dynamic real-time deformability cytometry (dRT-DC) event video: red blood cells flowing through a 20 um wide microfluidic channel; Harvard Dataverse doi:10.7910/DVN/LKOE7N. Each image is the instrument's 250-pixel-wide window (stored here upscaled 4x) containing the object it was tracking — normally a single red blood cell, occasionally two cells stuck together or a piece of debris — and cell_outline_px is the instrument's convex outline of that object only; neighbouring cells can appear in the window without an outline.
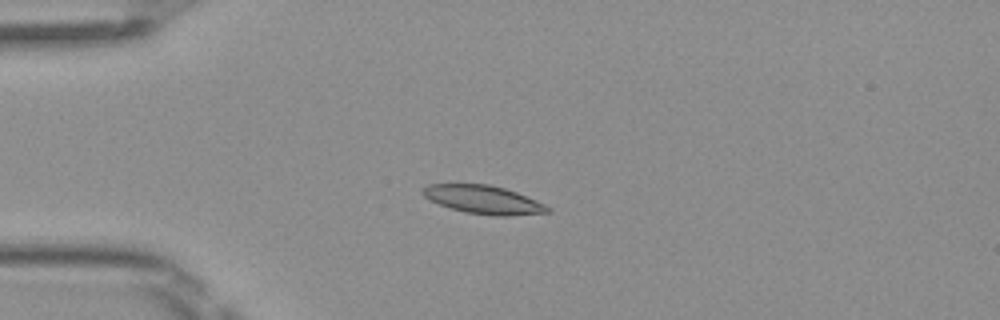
{"species": "Egyptian fruit bat (a non-hibernating species)", "species_latin": "Rousettus aegyptiacus", "temperature_condition": "room temperature", "stored_images_in_passage": 6, "camera_frame_rate_fps": 3000, "um_per_image_px": 0.085, "frame": {"image": 1, "passage_image": 3, "time_ms": 0.667, "image_size_px": [1000, 320], "cell_outline_px": [[552, 212], [508, 216], [492, 216], [464, 212], [428, 200], [420, 192], [420, 188], [428, 184], [488, 184], [504, 188], [516, 192], [536, 200], [552, 208]], "centroid_in_image_um": [41.08, 16.97], "position_along_channel_um": 43.9, "area_um2": 20.81}}
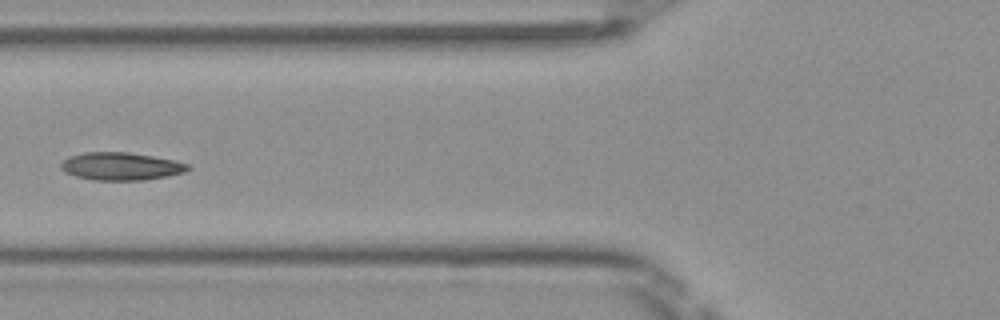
{"frame": {"image": 2, "passage_image": 5, "time_ms": 1.333, "image_size_px": [1000, 320], "cell_outline_px": [[192, 168], [184, 172], [144, 180], [96, 180], [76, 176], [64, 172], [60, 168], [60, 164], [68, 156], [84, 152], [128, 152], [176, 160], [188, 164]], "centroid_in_image_um": [10.26, 14.12], "position_along_channel_um": 115.5, "area_um2": 20.52}}
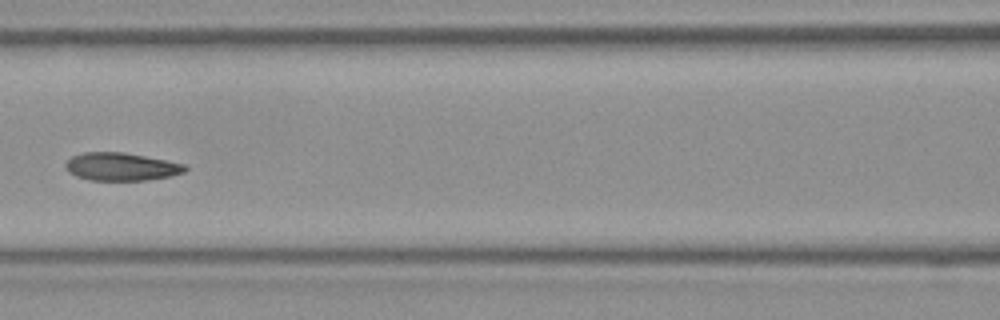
{"frame": {"image": 3, "passage_image": 6, "time_ms": 1.667, "image_size_px": [1000, 320], "cell_outline_px": [[188, 168], [184, 172], [168, 176], [144, 180], [92, 180], [76, 176], [68, 172], [64, 164], [72, 156], [84, 152], [124, 152], [184, 164]], "centroid_in_image_um": [10.26, 14.16], "position_along_channel_um": 156.3, "area_um2": 19.19}}